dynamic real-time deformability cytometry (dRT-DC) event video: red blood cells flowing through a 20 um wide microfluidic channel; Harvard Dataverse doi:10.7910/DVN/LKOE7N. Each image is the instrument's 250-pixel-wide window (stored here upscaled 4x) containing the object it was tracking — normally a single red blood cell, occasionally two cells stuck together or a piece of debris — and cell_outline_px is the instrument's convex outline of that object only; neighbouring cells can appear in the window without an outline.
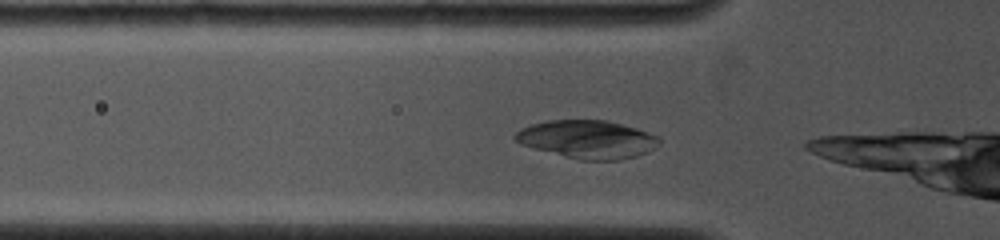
{"species": "common noctule bat (a hibernating species)", "species_latin": "Nyctalus noctula", "temperature_condition": "cold", "stored_images_in_passage": 12, "camera_frame_rate_fps": 4000, "um_per_image_px": 0.085, "animal": {"sex": "female", "body_mass_g": 19.0, "forearm_length_mm": 53.3}, "frame": {"image": 1, "passage_image": 3, "time_ms": 0.5, "image_size_px": [1000, 240], "cell_outline_px": [[660, 144], [656, 148], [648, 152], [636, 156], [620, 160], [580, 160], [532, 148], [516, 140], [512, 136], [520, 128], [532, 124], [548, 120], [604, 120], [636, 128], [648, 132], [656, 136], [660, 140]], "centroid_in_image_um": [49.94, 11.85], "position_along_channel_um": 75.9, "area_um2": 31.91}}
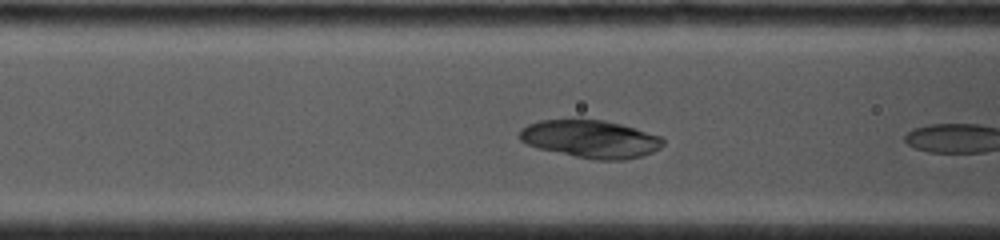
{"frame": {"image": 2, "passage_image": 6, "time_ms": 1.5, "image_size_px": [1000, 240], "cell_outline_px": [[664, 144], [660, 148], [652, 152], [640, 156], [624, 160], [596, 160], [536, 148], [520, 140], [520, 128], [528, 124], [540, 120], [580, 116], [604, 120], [636, 128], [660, 136], [664, 140]], "centroid_in_image_um": [50.16, 11.77], "position_along_channel_um": 116.4, "area_um2": 32.31}}